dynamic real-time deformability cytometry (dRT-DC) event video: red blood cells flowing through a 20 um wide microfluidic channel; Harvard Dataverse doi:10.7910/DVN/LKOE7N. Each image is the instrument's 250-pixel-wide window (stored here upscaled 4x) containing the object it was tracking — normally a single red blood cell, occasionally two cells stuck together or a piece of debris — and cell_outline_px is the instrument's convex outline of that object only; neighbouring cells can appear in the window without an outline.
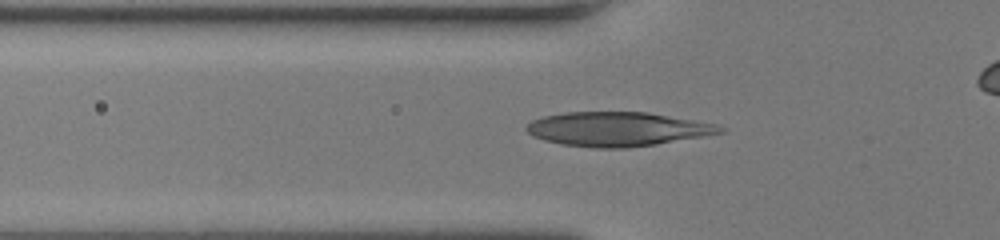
{"species": "human", "species_latin": "Homo sapiens", "temperature_condition": "room temperature", "stored_images_in_passage": 29, "camera_frame_rate_fps": 3000, "um_per_image_px": 0.085, "donor": {"sex": "female"}, "frame": {"image": 1, "passage_image": 2, "time_ms": 0.333, "image_size_px": [1000, 240], "cell_outline_px": [[728, 128], [724, 132], [656, 144], [628, 148], [592, 148], [560, 144], [544, 140], [532, 136], [524, 128], [532, 120], [544, 116], [568, 112], [648, 112], [716, 124]], "centroid_in_image_um": [52.46, 10.97], "position_along_channel_um": 73.3, "area_um2": 38.55}}
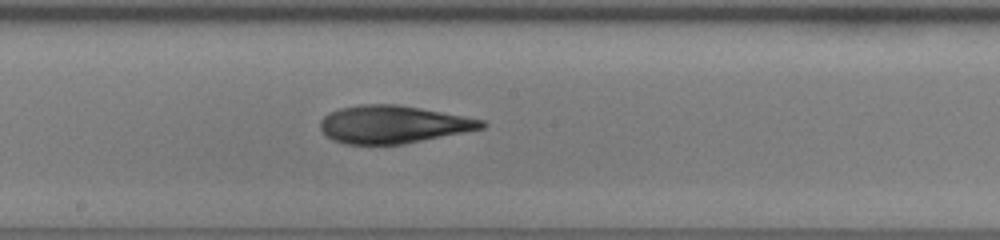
{"frame": {"image": 2, "passage_image": 12, "time_ms": 3.667, "image_size_px": [1000, 240], "cell_outline_px": [[488, 124], [484, 128], [404, 144], [344, 144], [332, 140], [320, 128], [320, 120], [328, 112], [340, 108], [360, 104], [396, 104], [420, 108], [464, 116], [484, 120]], "centroid_in_image_um": [33.4, 10.57], "position_along_channel_um": 214.8, "area_um2": 35.43}}
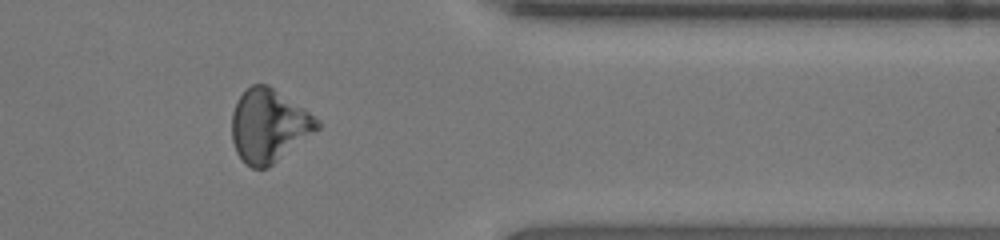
{"frame": {"image": 3, "passage_image": 25, "time_ms": 8.0, "image_size_px": [1000, 240], "cell_outline_px": [[320, 128], [268, 168], [252, 168], [244, 164], [236, 152], [232, 140], [232, 112], [236, 100], [252, 84], [268, 84], [320, 120]], "centroid_in_image_um": [22.83, 10.7], "position_along_channel_um": 388.6, "area_um2": 36.24}}